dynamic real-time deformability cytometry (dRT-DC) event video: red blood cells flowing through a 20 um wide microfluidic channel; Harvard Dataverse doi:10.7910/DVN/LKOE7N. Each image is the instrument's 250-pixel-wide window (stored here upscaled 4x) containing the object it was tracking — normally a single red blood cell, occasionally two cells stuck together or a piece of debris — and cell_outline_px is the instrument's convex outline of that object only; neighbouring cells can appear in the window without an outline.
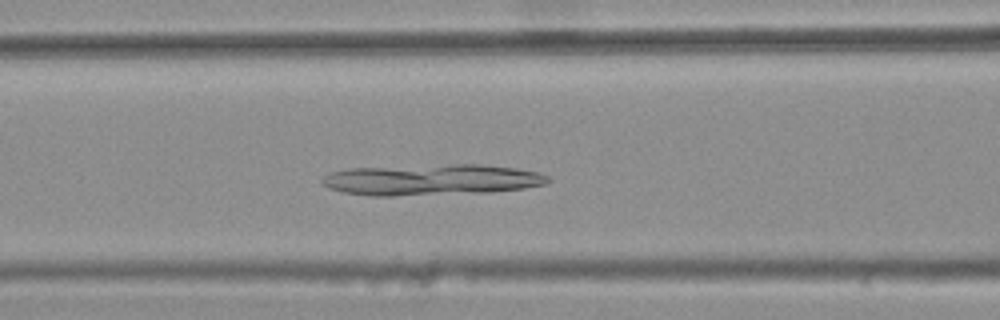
{"species": "common noctule bat (a hibernating species)", "species_latin": "Nyctalus noctula", "temperature_condition": "warm", "stored_images_in_passage": 44, "camera_frame_rate_fps": 3000, "um_per_image_px": 0.085, "animal": {"sex": "female", "body_mass_g": 25.1}, "frame": {"image": 1, "passage_image": 21, "time_ms": 6.667, "image_size_px": [1000, 320], "cell_outline_px": [[552, 180], [548, 184], [524, 188], [492, 192], [392, 196], [372, 196], [344, 192], [328, 188], [320, 180], [324, 176], [332, 172], [348, 168], [456, 164], [480, 164], [516, 168], [536, 172], [548, 176]], "centroid_in_image_um": [36.71, 15.28], "position_along_channel_um": 129.9, "area_um2": 40.98}}
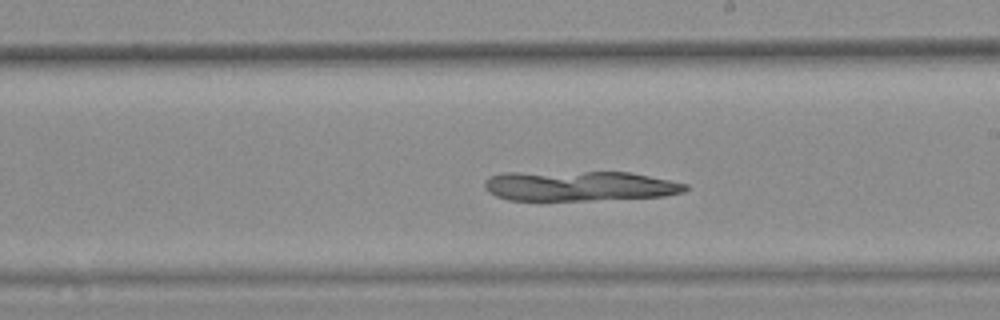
{"frame": {"image": 2, "passage_image": 30, "time_ms": 9.667, "image_size_px": [1000, 320], "cell_outline_px": [[688, 188], [684, 192], [664, 196], [592, 200], [508, 200], [496, 196], [488, 192], [484, 188], [484, 180], [488, 176], [504, 172], [628, 172], [688, 184]], "centroid_in_image_um": [49.18, 15.8], "position_along_channel_um": 239.8, "area_um2": 35.26}}
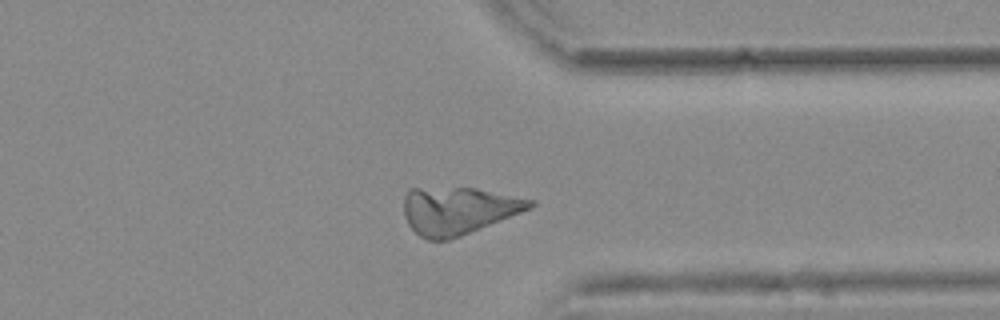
{"frame": {"image": 3, "passage_image": 41, "time_ms": 13.333, "image_size_px": [1000, 320], "cell_outline_px": [[536, 204], [532, 208], [460, 236], [448, 240], [428, 240], [420, 236], [408, 224], [404, 216], [404, 196], [408, 188], [476, 188], [536, 200]], "centroid_in_image_um": [38.95, 17.88], "position_along_channel_um": 372.5, "area_um2": 34.8}}